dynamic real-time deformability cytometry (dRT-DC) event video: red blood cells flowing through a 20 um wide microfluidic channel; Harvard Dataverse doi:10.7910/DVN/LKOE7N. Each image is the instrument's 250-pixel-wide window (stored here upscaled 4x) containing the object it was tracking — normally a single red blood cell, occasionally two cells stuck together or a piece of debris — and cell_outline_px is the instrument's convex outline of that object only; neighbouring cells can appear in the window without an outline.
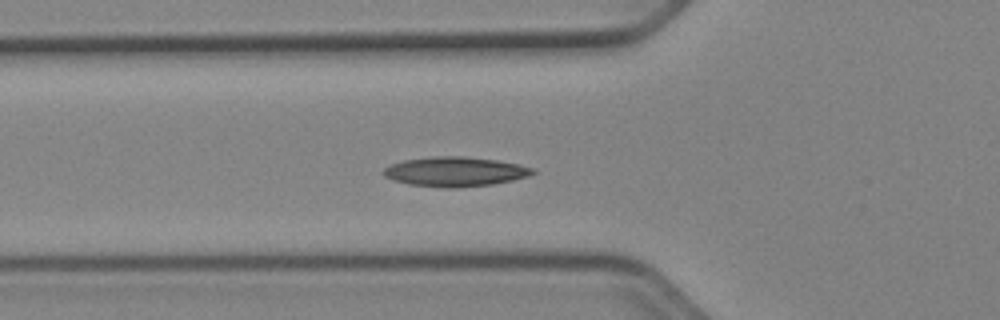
{"species": "Egyptian fruit bat (a non-hibernating species)", "species_latin": "Rousettus aegyptiacus", "temperature_condition": "cold", "stored_images_in_passage": 35, "camera_frame_rate_fps": 3000, "um_per_image_px": 0.085, "animal": {"sex": "female"}, "frame": {"image": 1, "passage_image": 2, "time_ms": 0.333, "image_size_px": [1000, 320], "cell_outline_px": [[536, 172], [528, 176], [512, 180], [492, 184], [456, 188], [448, 188], [408, 184], [384, 176], [380, 172], [384, 168], [392, 164], [404, 160], [432, 156], [464, 156], [496, 160], [520, 164], [536, 168]], "centroid_in_image_um": [38.7, 14.58], "position_along_channel_um": 87.1, "area_um2": 25.78}}
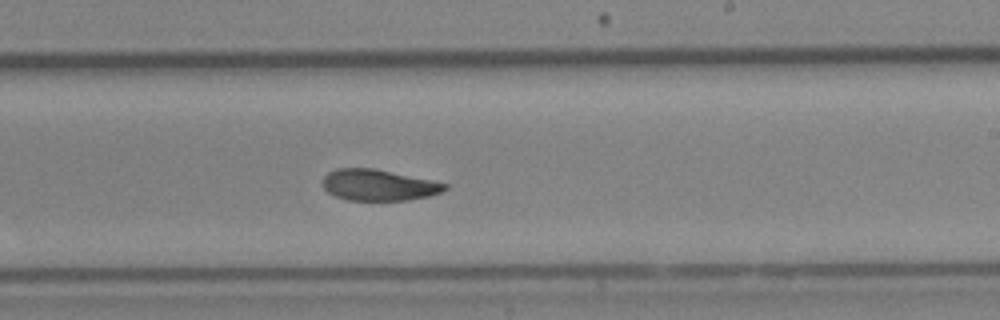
{"frame": {"image": 2, "passage_image": 15, "time_ms": 4.667, "image_size_px": [1000, 320], "cell_outline_px": [[448, 188], [440, 192], [428, 196], [408, 200], [348, 200], [336, 196], [328, 192], [324, 188], [324, 176], [328, 172], [336, 168], [376, 168], [432, 180], [448, 184]], "centroid_in_image_um": [32.19, 15.72], "position_along_channel_um": 256.8, "area_um2": 22.14}}
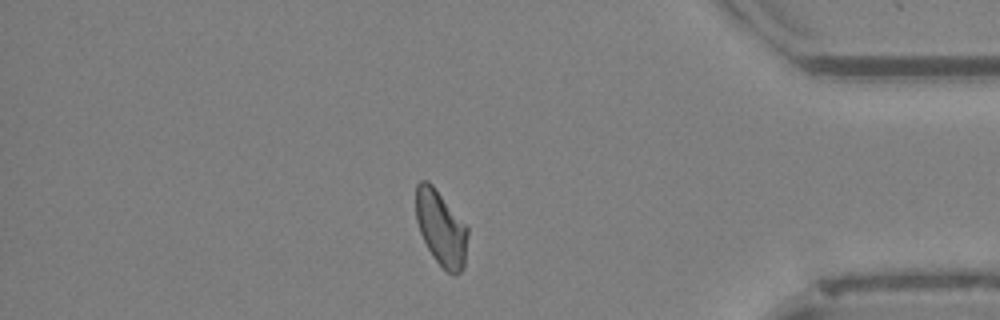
{"frame": {"image": 3, "passage_image": 28, "time_ms": 9.0, "image_size_px": [1000, 320], "cell_outline_px": [[468, 236], [464, 268], [456, 276], [448, 272], [432, 256], [420, 232], [416, 220], [416, 184], [420, 180], [428, 180], [432, 184], [468, 228]], "centroid_in_image_um": [37.49, 19.4], "position_along_channel_um": 397.7, "area_um2": 22.54}}